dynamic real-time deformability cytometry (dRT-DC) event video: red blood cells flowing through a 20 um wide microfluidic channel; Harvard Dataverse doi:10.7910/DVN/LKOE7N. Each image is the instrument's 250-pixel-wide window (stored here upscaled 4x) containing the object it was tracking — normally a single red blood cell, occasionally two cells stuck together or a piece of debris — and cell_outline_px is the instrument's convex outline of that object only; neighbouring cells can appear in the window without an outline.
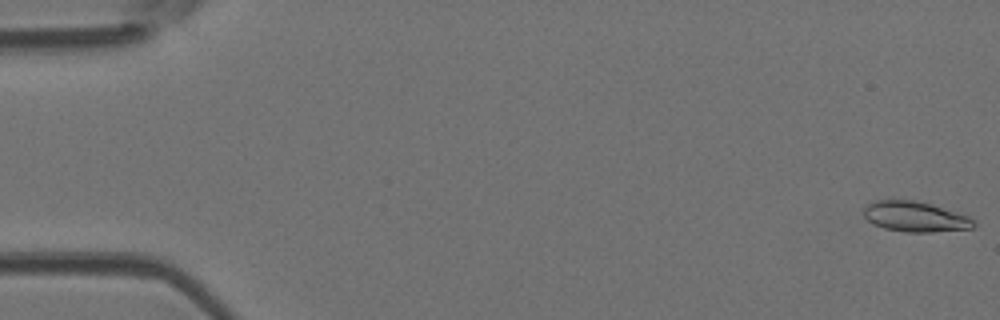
{"species": "Egyptian fruit bat (a non-hibernating species)", "species_latin": "Rousettus aegyptiacus", "temperature_condition": "room temperature", "stored_images_in_passage": 5, "camera_frame_rate_fps": 3000, "um_per_image_px": 0.085, "animal": {"sex": "female"}, "frame": {"image": 1, "passage_image": 1, "time_ms": 0.0, "image_size_px": [1000, 320], "cell_outline_px": [[976, 224], [972, 228], [932, 232], [904, 232], [884, 228], [872, 224], [864, 216], [864, 208], [872, 200], [916, 200], [932, 204], [968, 216], [976, 220]], "centroid_in_image_um": [77.78, 18.41], "position_along_channel_um": 7.2, "area_um2": 19.54}}
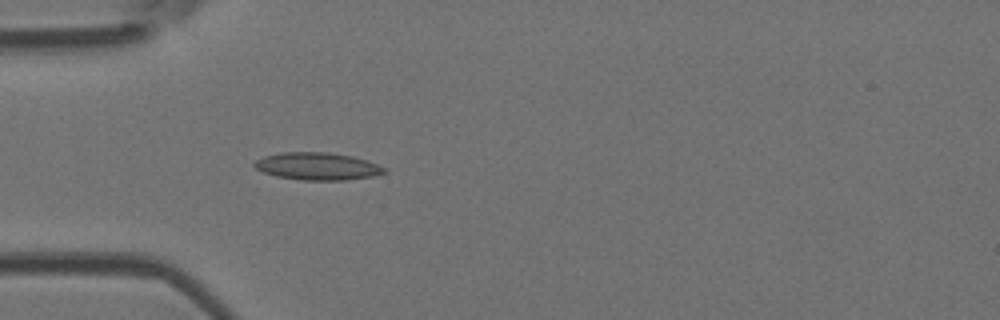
{"frame": {"image": 2, "passage_image": 5, "time_ms": 1.333, "image_size_px": [1000, 320], "cell_outline_px": [[388, 172], [372, 176], [344, 180], [300, 180], [276, 176], [264, 172], [256, 168], [252, 164], [256, 160], [264, 156], [280, 152], [328, 152], [352, 156], [368, 160], [388, 168]], "centroid_in_image_um": [27.01, 14.13], "position_along_channel_um": 58.0, "area_um2": 20.92}}